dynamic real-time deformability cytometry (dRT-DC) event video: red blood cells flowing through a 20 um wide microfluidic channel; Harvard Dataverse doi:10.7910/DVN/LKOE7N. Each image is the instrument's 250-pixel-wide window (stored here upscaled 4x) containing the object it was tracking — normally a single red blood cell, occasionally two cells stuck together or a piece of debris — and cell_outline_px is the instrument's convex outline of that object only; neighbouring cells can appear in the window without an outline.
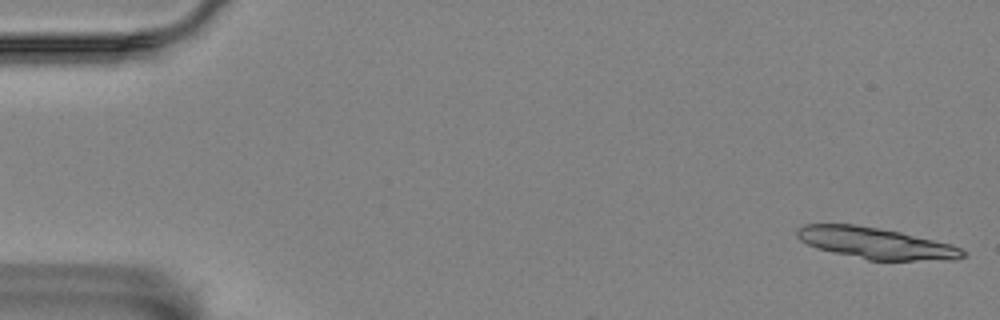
{"species": "Egyptian fruit bat (a non-hibernating species)", "species_latin": "Rousettus aegyptiacus", "temperature_condition": "room temperature", "stored_images_in_passage": 10, "segment_of_instrument_passage": [1, 2], "camera_frame_rate_fps": 3000, "um_per_image_px": 0.085, "animal": {"sex": "female"}, "frame": {"image": 1, "passage_image": 1, "time_ms": 0.0, "image_size_px": [1000, 320], "cell_outline_px": [[968, 256], [956, 260], [868, 260], [832, 252], [816, 248], [800, 240], [796, 236], [796, 228], [804, 224], [856, 224], [900, 232], [952, 244], [960, 248]], "centroid_in_image_um": [74.44, 20.67], "position_along_channel_um": 10.6, "area_um2": 30.35}}